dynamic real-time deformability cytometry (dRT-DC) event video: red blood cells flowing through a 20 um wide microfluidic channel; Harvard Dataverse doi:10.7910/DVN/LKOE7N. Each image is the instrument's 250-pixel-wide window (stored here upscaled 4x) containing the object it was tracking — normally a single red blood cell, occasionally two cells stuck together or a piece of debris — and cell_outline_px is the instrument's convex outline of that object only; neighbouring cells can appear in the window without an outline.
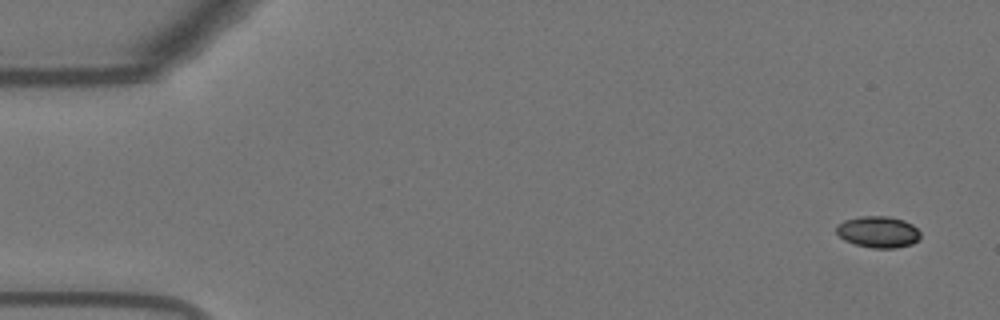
{"species": "Egyptian fruit bat (a non-hibernating species)", "species_latin": "Rousettus aegyptiacus", "temperature_condition": "warm", "stored_images_in_passage": 30, "camera_frame_rate_fps": 3000, "um_per_image_px": 0.085, "animal": {"sex": "female"}, "frame": {"image": 1, "passage_image": 1, "time_ms": 0.0, "image_size_px": [1000, 320], "cell_outline_px": [[920, 236], [912, 244], [896, 248], [872, 248], [856, 244], [844, 240], [836, 232], [836, 224], [844, 220], [860, 216], [888, 216], [904, 220], [912, 224], [920, 232]], "centroid_in_image_um": [74.62, 19.7], "position_along_channel_um": 10.4, "area_um2": 15.43}}
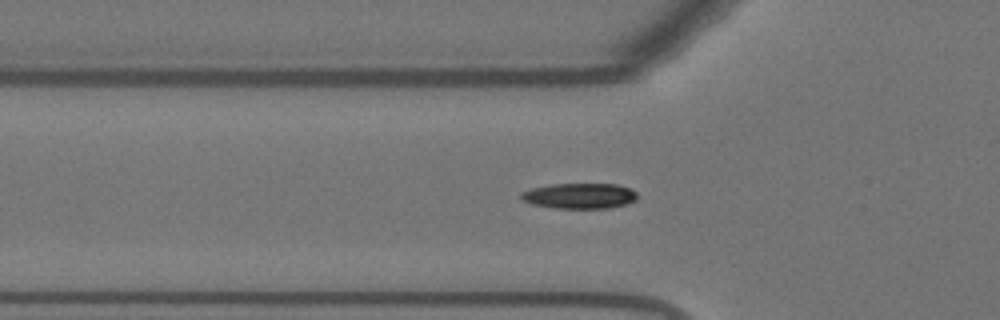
{"frame": {"image": 2, "passage_image": 17, "time_ms": 5.333, "image_size_px": [1000, 320], "cell_outline_px": [[636, 200], [624, 204], [608, 208], [556, 208], [532, 204], [524, 200], [520, 196], [520, 192], [532, 188], [548, 184], [616, 184], [632, 188], [636, 192]], "centroid_in_image_um": [49.26, 16.64], "position_along_channel_um": 76.5, "area_um2": 17.22}}
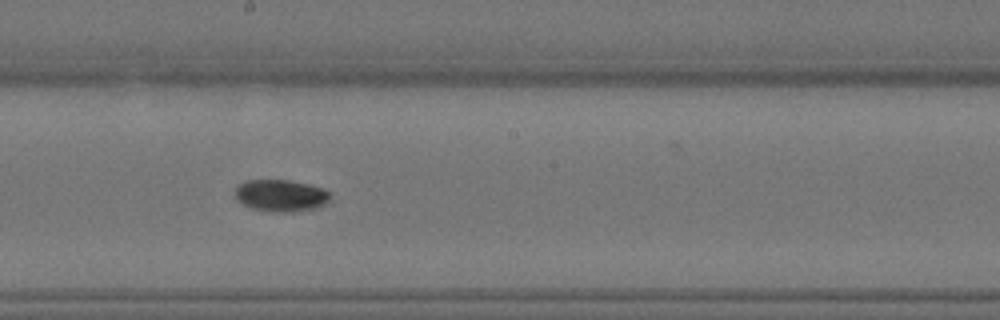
{"frame": {"image": 3, "passage_image": 29, "time_ms": 9.333, "image_size_px": [1000, 320], "cell_outline_px": [[332, 196], [324, 204], [316, 208], [292, 212], [272, 212], [252, 208], [236, 200], [232, 192], [244, 180], [288, 180], [308, 184], [324, 188]], "centroid_in_image_um": [23.84, 16.62], "position_along_channel_um": 224.4, "area_um2": 17.86}}